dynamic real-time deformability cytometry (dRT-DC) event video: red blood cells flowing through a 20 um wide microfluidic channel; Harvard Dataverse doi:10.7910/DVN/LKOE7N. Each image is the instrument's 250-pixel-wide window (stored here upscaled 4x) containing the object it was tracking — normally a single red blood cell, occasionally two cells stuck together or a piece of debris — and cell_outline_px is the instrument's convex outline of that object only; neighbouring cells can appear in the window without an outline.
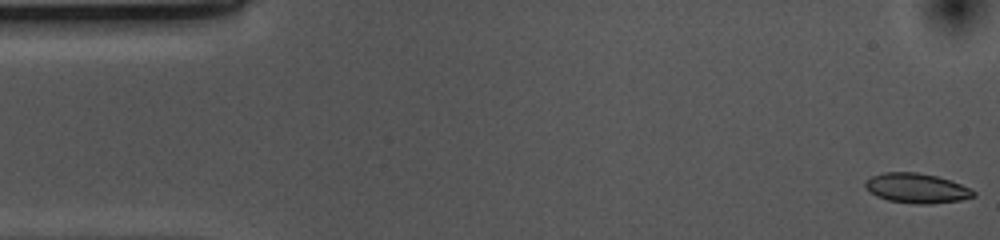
{"species": "common noctule bat (a hibernating species)", "species_latin": "Nyctalus noctula", "temperature_condition": "cold", "stored_images_in_passage": 53, "camera_frame_rate_fps": 3000, "um_per_image_px": 0.085, "animal": {"sex": "female", "body_mass_g": 10.0, "forearm_length_mm": 53.1}, "frame": {"image": 1, "passage_image": 1, "time_ms": 0.0, "image_size_px": [1000, 240], "cell_outline_px": [[976, 196], [960, 200], [932, 204], [916, 204], [888, 200], [876, 196], [864, 188], [864, 180], [872, 176], [884, 172], [916, 172], [936, 176], [952, 180], [972, 188], [976, 192]], "centroid_in_image_um": [77.93, 15.99], "position_along_channel_um": 7.1, "area_um2": 19.07}}
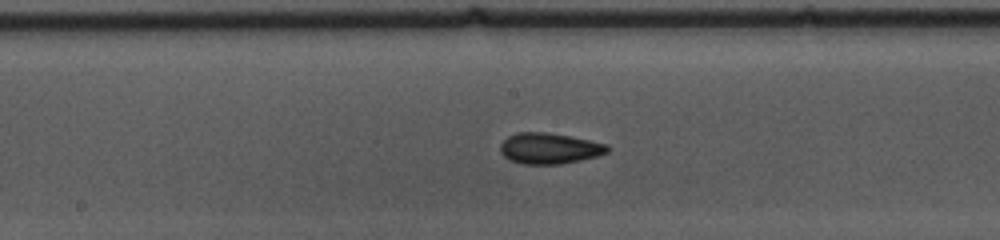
{"frame": {"image": 2, "passage_image": 26, "time_ms": 8.333, "image_size_px": [1000, 240], "cell_outline_px": [[612, 148], [608, 152], [596, 156], [580, 160], [560, 164], [520, 164], [508, 160], [500, 152], [500, 144], [508, 136], [516, 132], [544, 132], [568, 136], [608, 144]], "centroid_in_image_um": [46.67, 12.62], "position_along_channel_um": 201.5, "area_um2": 19.36}}
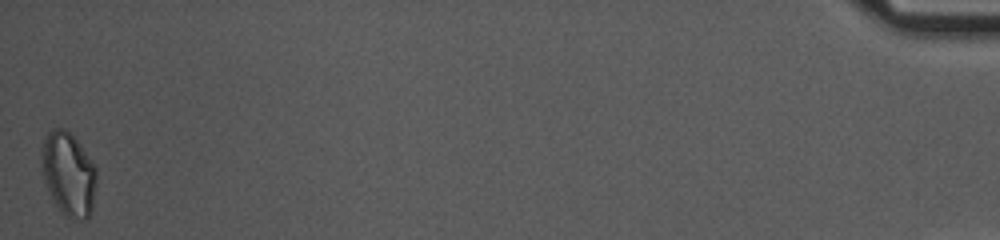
{"frame": {"image": 3, "passage_image": 53, "time_ms": 17.333, "image_size_px": [1000, 240], "cell_outline_px": [[96, 184], [92, 208], [88, 216], [84, 220], [72, 220], [64, 216], [52, 200], [44, 180], [40, 152], [40, 148], [48, 132], [52, 128], [64, 128], [80, 144], [96, 164]], "centroid_in_image_um": [5.82, 14.8], "position_along_channel_um": 429.4, "area_um2": 27.11}, "authors_computed_cell_mechanics": {"area_um2": 18.9584, "velocity_mm_per_s": 3.6731, "shape_relaxation_time_tau1_ms": 6.4478, "shape_relaxation_time_tau2_ms": 2.5756, "deformation_change_tau1": 0.117, "deformation_change_tau2": 0.0652}}